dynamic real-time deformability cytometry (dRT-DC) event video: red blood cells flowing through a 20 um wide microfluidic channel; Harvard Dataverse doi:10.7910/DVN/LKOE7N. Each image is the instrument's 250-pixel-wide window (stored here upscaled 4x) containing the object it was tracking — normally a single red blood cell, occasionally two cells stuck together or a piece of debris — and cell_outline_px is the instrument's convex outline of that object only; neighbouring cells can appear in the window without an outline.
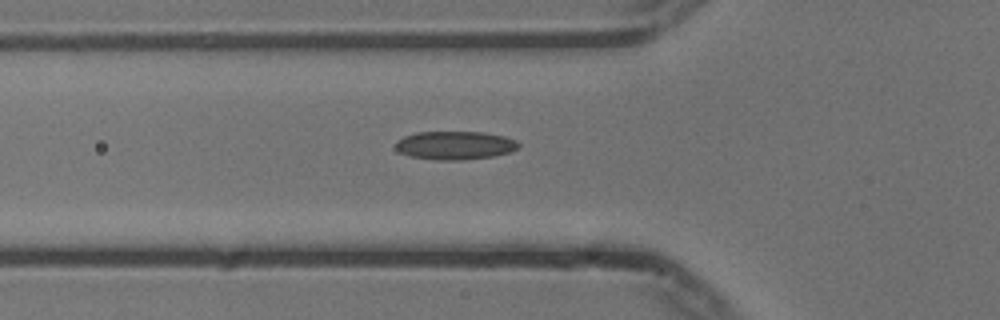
{"species": "common noctule bat (a hibernating species)", "species_latin": "Nyctalus noctula", "temperature_condition": "cold", "stored_images_in_passage": 38, "camera_frame_rate_fps": 3000, "um_per_image_px": 0.085, "animal": {"sex": "male", "body_mass_g": 13.3}, "frame": {"image": 1, "passage_image": 2, "time_ms": 0.333, "image_size_px": [1000, 320], "cell_outline_px": [[520, 148], [508, 152], [492, 156], [464, 160], [436, 160], [408, 156], [400, 152], [396, 148], [396, 140], [404, 136], [416, 132], [484, 132], [504, 136], [516, 140], [520, 144]], "centroid_in_image_um": [38.67, 12.35], "position_along_channel_um": 87.1, "area_um2": 20.46}}
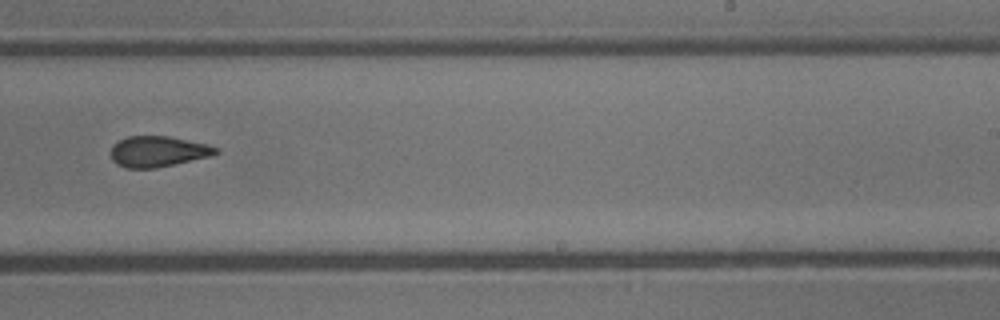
{"frame": {"image": 2, "passage_image": 17, "time_ms": 5.333, "image_size_px": [1000, 320], "cell_outline_px": [[220, 152], [212, 156], [156, 168], [124, 168], [116, 164], [112, 160], [112, 144], [128, 136], [168, 136], [204, 144], [216, 148]], "centroid_in_image_um": [13.4, 12.89], "position_along_channel_um": 275.6, "area_um2": 18.67}}
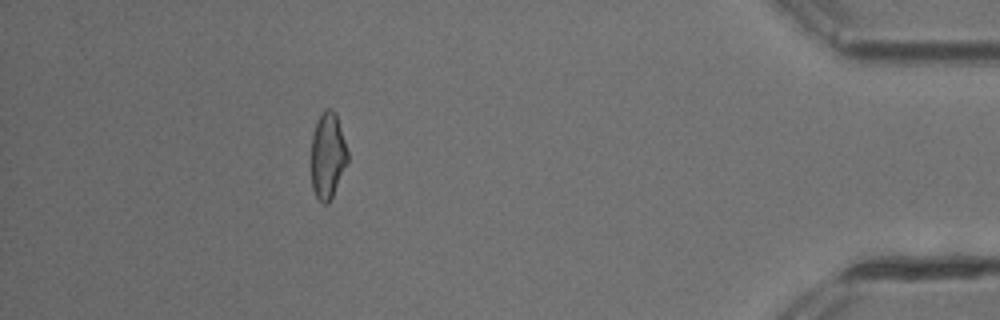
{"frame": {"image": 3, "passage_image": 32, "time_ms": 10.333, "image_size_px": [1000, 320], "cell_outline_px": [[348, 160], [332, 196], [328, 204], [324, 204], [316, 196], [312, 188], [312, 136], [316, 120], [324, 108], [332, 108], [336, 112], [348, 152]], "centroid_in_image_um": [27.85, 13.16], "position_along_channel_um": 407.3, "area_um2": 18.21}}